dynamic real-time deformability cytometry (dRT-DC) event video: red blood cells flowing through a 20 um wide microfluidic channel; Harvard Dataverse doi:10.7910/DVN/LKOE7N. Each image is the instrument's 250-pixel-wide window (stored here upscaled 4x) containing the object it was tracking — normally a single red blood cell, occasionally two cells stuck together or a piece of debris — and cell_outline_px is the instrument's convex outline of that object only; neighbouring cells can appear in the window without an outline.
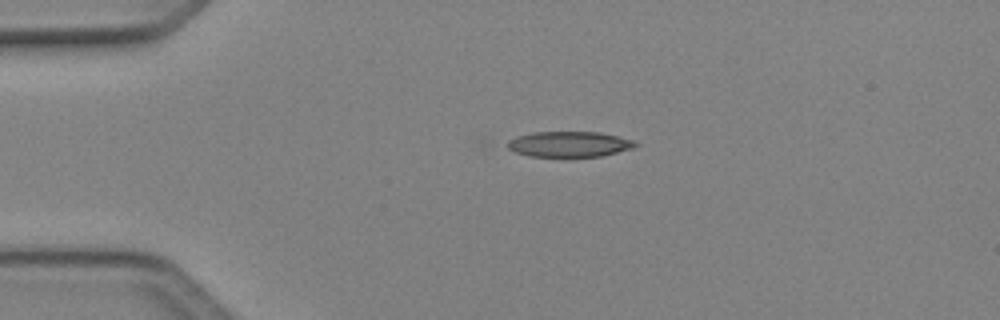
{"species": "Egyptian fruit bat (a non-hibernating species)", "species_latin": "Rousettus aegyptiacus", "temperature_condition": "cold", "stored_images_in_passage": 34, "camera_frame_rate_fps": 3000, "um_per_image_px": 0.085, "animal": {"sex": "female"}, "frame": {"image": 1, "passage_image": 1, "time_ms": 0.0, "image_size_px": [1000, 320], "cell_outline_px": [[640, 144], [632, 148], [600, 156], [528, 156], [516, 152], [500, 144], [516, 136], [532, 132], [600, 132], [632, 140]], "centroid_in_image_um": [48.3, 12.24], "position_along_channel_um": 36.7, "area_um2": 19.02}}
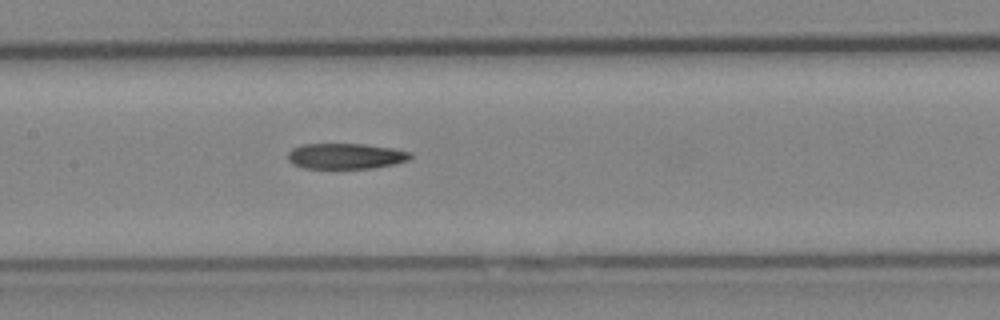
{"frame": {"image": 2, "passage_image": 14, "time_ms": 4.333, "image_size_px": [1000, 320], "cell_outline_px": [[412, 156], [408, 160], [392, 164], [372, 168], [304, 168], [292, 164], [288, 160], [288, 152], [292, 148], [300, 144], [364, 144], [392, 148], [412, 152]], "centroid_in_image_um": [29.35, 13.26], "position_along_channel_um": 178.0, "area_um2": 18.32}}
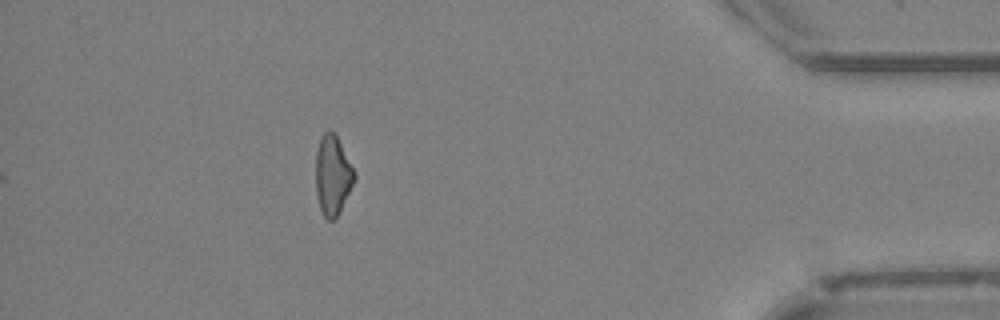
{"frame": {"image": 3, "passage_image": 34, "time_ms": 11.0, "image_size_px": [1000, 320], "cell_outline_px": [[356, 176], [340, 212], [336, 220], [328, 220], [324, 216], [320, 208], [316, 192], [316, 152], [320, 136], [328, 128], [336, 136], [356, 172]], "centroid_in_image_um": [28.27, 14.9], "position_along_channel_um": 406.9, "area_um2": 17.92}}